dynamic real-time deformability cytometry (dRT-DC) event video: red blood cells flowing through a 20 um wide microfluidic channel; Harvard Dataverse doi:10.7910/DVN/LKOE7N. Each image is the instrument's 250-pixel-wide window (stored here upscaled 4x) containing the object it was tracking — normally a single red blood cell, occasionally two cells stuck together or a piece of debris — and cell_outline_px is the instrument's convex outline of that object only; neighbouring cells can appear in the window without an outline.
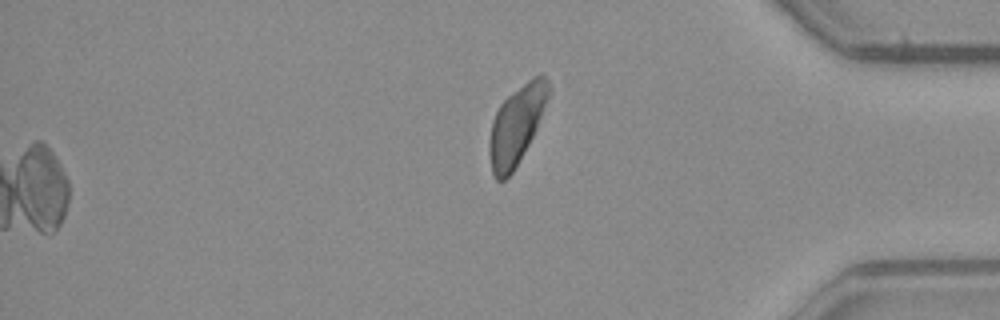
{"species": "common noctule bat (a hibernating species)", "species_latin": "Nyctalus noctula", "temperature_condition": "warm", "stored_images_in_passage": 50, "camera_frame_rate_fps": 3000, "um_per_image_px": 0.085, "animal": {"sex": "male", "body_mass_g": 23.1, "forearm_length_mm": 52.7}, "frame": {"image": 1, "passage_image": 50, "time_ms": 16.333, "image_size_px": [1000, 320], "cell_outline_px": [[552, 92], [536, 128], [528, 144], [512, 172], [504, 180], [496, 180], [492, 172], [488, 152], [488, 144], [492, 120], [500, 104], [508, 96], [532, 76], [540, 72], [552, 84]], "centroid_in_image_um": [43.92, 10.56], "position_along_channel_um": 391.3, "area_um2": 27.17}}